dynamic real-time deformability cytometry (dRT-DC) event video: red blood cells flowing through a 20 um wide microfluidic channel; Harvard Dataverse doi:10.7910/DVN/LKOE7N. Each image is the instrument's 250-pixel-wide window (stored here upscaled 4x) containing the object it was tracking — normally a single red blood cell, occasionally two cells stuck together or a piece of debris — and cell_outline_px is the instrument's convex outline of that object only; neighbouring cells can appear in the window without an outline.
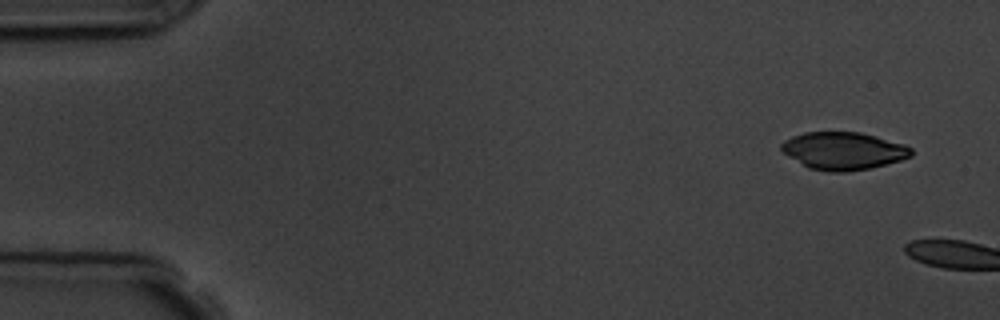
{"species": "common noctule bat (a hibernating species)", "species_latin": "Nyctalus noctula", "temperature_condition": "room temperature", "stored_images_in_passage": 2, "camera_frame_rate_fps": 3000, "um_per_image_px": 0.085, "animal": {"sex": "male", "body_mass_g": 19.5, "forearm_length_mm": 54.6}, "frame": {"image": 1, "passage_image": 1, "time_ms": 0.0, "image_size_px": [1000, 320], "cell_outline_px": [[912, 156], [900, 160], [868, 168], [844, 172], [828, 172], [808, 168], [788, 156], [780, 148], [780, 144], [784, 140], [792, 136], [804, 132], [860, 132], [876, 136], [904, 144], [912, 148]], "centroid_in_image_um": [71.66, 12.81], "position_along_channel_um": 13.3, "area_um2": 28.38}}